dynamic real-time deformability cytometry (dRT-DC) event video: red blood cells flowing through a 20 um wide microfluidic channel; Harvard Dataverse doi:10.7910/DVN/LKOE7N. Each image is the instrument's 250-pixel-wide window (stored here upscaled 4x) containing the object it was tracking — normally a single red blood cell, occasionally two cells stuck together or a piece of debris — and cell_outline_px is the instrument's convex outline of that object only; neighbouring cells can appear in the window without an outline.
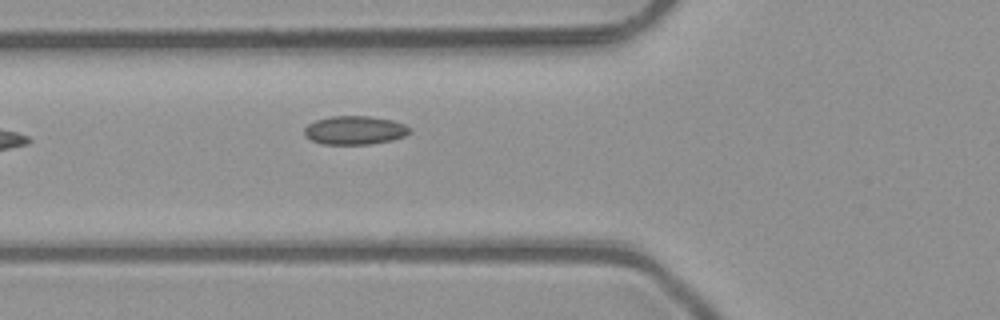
{"species": "common noctule bat (a hibernating species)", "species_latin": "Nyctalus noctula", "temperature_condition": "room temperature", "stored_images_in_passage": 2, "camera_frame_rate_fps": 3000, "um_per_image_px": 0.085, "animal": {"sex": "male", "body_mass_g": 23.1, "forearm_length_mm": 52.7}, "frame": {"image": 1, "passage_image": 2, "time_ms": 0.333, "image_size_px": [1000, 320], "cell_outline_px": [[412, 132], [404, 136], [392, 140], [372, 144], [320, 144], [304, 136], [304, 128], [308, 124], [316, 120], [328, 116], [372, 116], [392, 120], [404, 124]], "centroid_in_image_um": [30.13, 11.07], "position_along_channel_um": 95.7, "area_um2": 17.69}}